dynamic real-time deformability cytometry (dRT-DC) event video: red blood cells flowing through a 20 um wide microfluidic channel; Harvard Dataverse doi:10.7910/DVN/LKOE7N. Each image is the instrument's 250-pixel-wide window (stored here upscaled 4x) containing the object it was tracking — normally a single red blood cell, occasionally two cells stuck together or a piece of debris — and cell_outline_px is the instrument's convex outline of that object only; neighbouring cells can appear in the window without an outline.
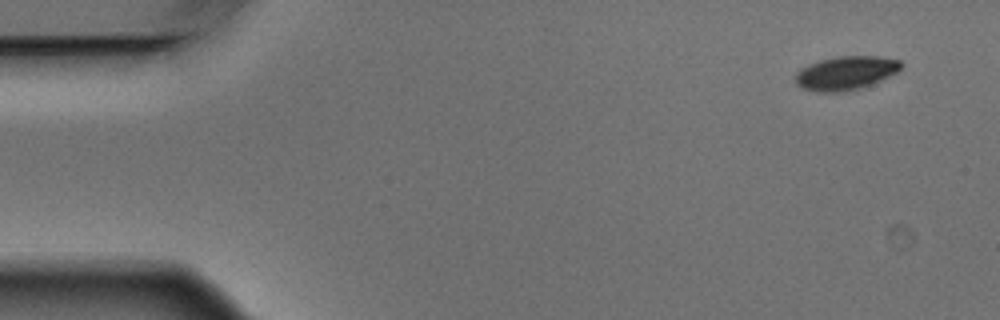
{"species": "Egyptian fruit bat (a non-hibernating species)", "species_latin": "Rousettus aegyptiacus", "temperature_condition": "warm", "stored_images_in_passage": 10, "camera_frame_rate_fps": 3000, "um_per_image_px": 0.085, "animal": {"sex": "male"}, "frame": {"image": 1, "passage_image": 1, "time_ms": 0.0, "image_size_px": [1000, 320], "cell_outline_px": [[904, 64], [896, 72], [872, 84], [848, 92], [816, 92], [800, 88], [796, 84], [796, 72], [808, 64], [820, 60], [836, 56], [880, 56], [900, 60]], "centroid_in_image_um": [71.87, 6.21], "position_along_channel_um": 13.1, "area_um2": 20.92}}
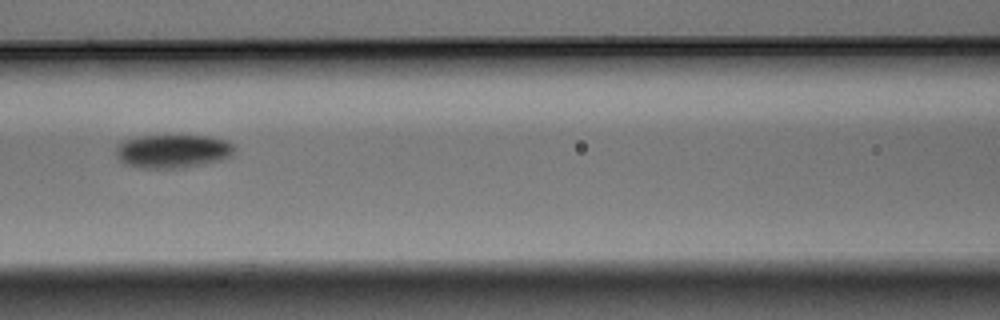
{"frame": {"image": 2, "passage_image": 6, "time_ms": 1.667, "image_size_px": [1000, 320], "cell_outline_px": [[236, 148], [232, 156], [220, 160], [204, 164], [184, 168], [140, 168], [124, 164], [116, 156], [116, 148], [124, 140], [140, 136], [208, 136], [228, 140]], "centroid_in_image_um": [14.71, 12.86], "position_along_channel_um": 151.9, "area_um2": 23.29}}
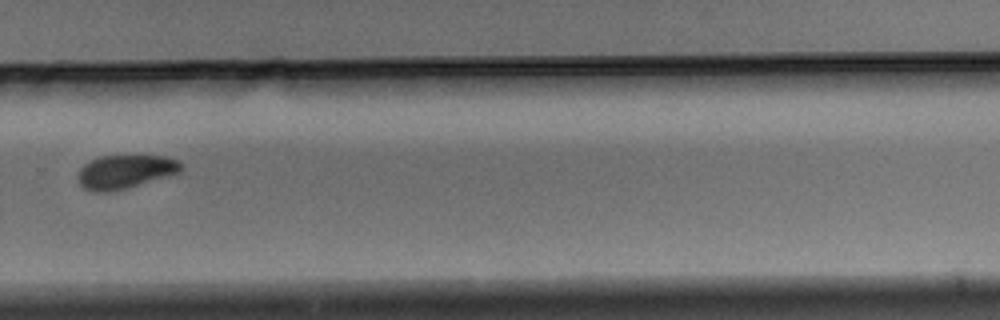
{"frame": {"image": 3, "passage_image": 10, "time_ms": 3.0, "image_size_px": [1000, 320], "cell_outline_px": [[184, 168], [180, 172], [124, 188], [108, 192], [92, 192], [84, 188], [80, 184], [76, 176], [80, 168], [84, 164], [100, 156], [164, 156], [180, 160], [184, 164]], "centroid_in_image_um": [10.63, 14.58], "position_along_channel_um": 319.2, "area_um2": 20.11}}